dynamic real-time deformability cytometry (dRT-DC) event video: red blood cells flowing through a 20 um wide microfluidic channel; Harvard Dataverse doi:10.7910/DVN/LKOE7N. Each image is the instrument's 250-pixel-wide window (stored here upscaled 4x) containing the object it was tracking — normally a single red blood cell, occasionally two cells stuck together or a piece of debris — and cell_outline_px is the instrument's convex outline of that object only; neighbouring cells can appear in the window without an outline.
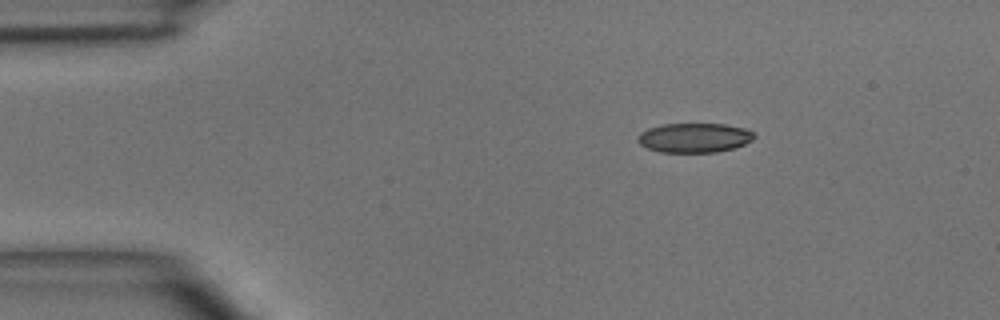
{"species": "common noctule bat (a hibernating species)", "species_latin": "Nyctalus noctula", "temperature_condition": "room temperature", "stored_images_in_passage": 3, "camera_frame_rate_fps": 3000, "um_per_image_px": 0.085, "animal": {"sex": "male", "body_mass_g": 15.6}, "frame": {"image": 1, "passage_image": 1, "time_ms": 0.0, "image_size_px": [1000, 320], "cell_outline_px": [[756, 136], [752, 140], [736, 148], [716, 152], [660, 152], [648, 148], [640, 144], [636, 140], [640, 132], [648, 128], [660, 124], [724, 124], [744, 128], [752, 132]], "centroid_in_image_um": [59.0, 11.71], "position_along_channel_um": 26.0, "area_um2": 20.06}}